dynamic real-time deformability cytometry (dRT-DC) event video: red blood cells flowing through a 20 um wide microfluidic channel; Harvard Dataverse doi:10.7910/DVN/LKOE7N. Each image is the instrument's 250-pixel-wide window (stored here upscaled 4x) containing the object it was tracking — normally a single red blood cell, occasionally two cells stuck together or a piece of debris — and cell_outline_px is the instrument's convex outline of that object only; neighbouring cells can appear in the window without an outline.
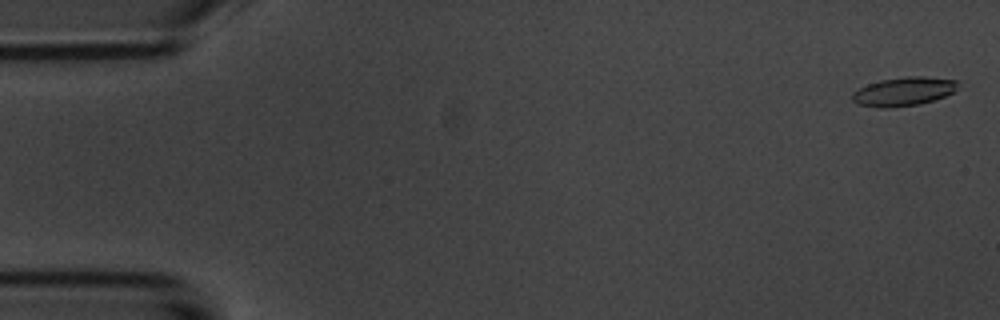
{"species": "common noctule bat (a hibernating species)", "species_latin": "Nyctalus noctula", "temperature_condition": "room temperature", "stored_images_in_passage": 4, "camera_frame_rate_fps": 3000, "um_per_image_px": 0.085, "animal": {"sex": "male", "body_mass_g": 20.1, "forearm_length_mm": 53.5}, "frame": {"image": 1, "passage_image": 1, "time_ms": 0.0, "image_size_px": [1000, 320], "cell_outline_px": [[960, 80], [956, 88], [952, 92], [944, 96], [920, 104], [892, 108], [876, 108], [856, 104], [852, 100], [852, 92], [868, 84], [880, 80], [908, 76], [924, 76]], "centroid_in_image_um": [76.78, 7.78], "position_along_channel_um": 8.2, "area_um2": 17.86}}